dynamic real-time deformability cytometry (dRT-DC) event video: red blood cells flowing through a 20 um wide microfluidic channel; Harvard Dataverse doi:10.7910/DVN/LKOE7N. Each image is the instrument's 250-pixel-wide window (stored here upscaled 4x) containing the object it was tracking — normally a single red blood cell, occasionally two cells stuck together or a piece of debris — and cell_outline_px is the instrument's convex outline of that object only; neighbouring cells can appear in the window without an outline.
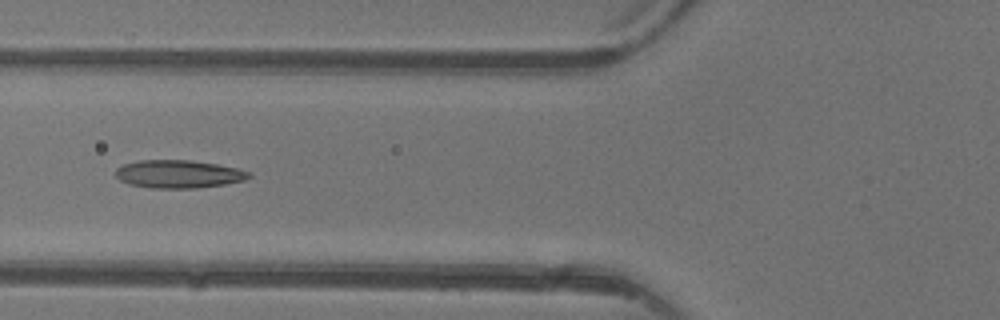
{"species": "common noctule bat (a hibernating species)", "species_latin": "Nyctalus noctula", "temperature_condition": "warm", "stored_images_in_passage": 4, "camera_frame_rate_fps": 3000, "um_per_image_px": 0.085, "animal": {"sex": "female"}, "frame": {"image": 1, "passage_image": 4, "time_ms": 4.333, "image_size_px": [1000, 320], "cell_outline_px": [[252, 176], [244, 180], [224, 184], [196, 188], [152, 188], [128, 184], [120, 180], [116, 176], [116, 168], [124, 164], [140, 160], [192, 160], [216, 164], [236, 168], [252, 172]], "centroid_in_image_um": [15.18, 14.79], "position_along_channel_um": 110.6, "area_um2": 21.73}}